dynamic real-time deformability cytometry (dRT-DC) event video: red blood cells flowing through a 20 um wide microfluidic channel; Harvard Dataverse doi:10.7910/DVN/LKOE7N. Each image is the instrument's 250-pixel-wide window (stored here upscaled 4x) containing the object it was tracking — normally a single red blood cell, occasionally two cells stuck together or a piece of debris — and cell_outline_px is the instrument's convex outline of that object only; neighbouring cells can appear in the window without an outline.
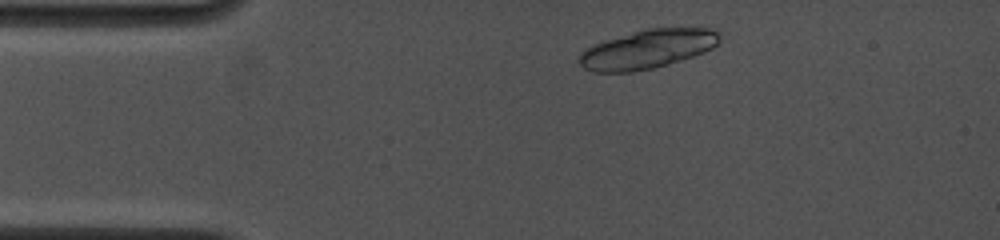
{"species": "common noctule bat (a hibernating species)", "species_latin": "Nyctalus noctula", "temperature_condition": "cold", "stored_images_in_passage": 5, "camera_frame_rate_fps": 4500, "um_per_image_px": 0.085, "animal": {"sex": "female", "body_mass_g": 19.0, "forearm_length_mm": 53.3}, "frame": {"image": 1, "passage_image": 2, "time_ms": 0.444, "image_size_px": [1000, 240], "cell_outline_px": [[720, 40], [712, 48], [704, 52], [668, 64], [652, 68], [632, 72], [596, 72], [584, 68], [580, 64], [580, 52], [596, 44], [608, 40], [648, 28], [720, 28]], "centroid_in_image_um": [55.11, 4.17], "position_along_channel_um": 29.9, "area_um2": 31.39}}